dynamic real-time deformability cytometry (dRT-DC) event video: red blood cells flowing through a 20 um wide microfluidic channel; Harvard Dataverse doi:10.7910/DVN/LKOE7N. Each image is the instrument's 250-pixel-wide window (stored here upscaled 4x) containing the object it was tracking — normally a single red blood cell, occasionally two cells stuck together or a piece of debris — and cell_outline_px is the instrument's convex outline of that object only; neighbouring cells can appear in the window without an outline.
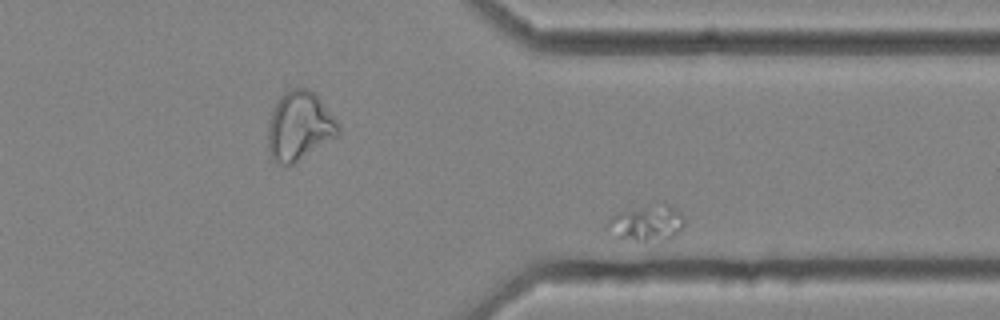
{"species": "common noctule bat (a hibernating species)", "species_latin": "Nyctalus noctula", "temperature_condition": "cold", "stored_images_in_passage": 42, "segment_of_instrument_passage": [1, 2], "camera_frame_rate_fps": 3000, "um_per_image_px": 0.085, "animal": {"sex": "female", "body_mass_g": 25.1}, "frame": {"image": 1, "passage_image": 32, "time_ms": 10.333, "image_size_px": [1000, 320], "cell_outline_px": [[684, 224], [680, 232], [676, 236], [664, 240], [636, 240], [620, 236], [612, 216], [620, 212], [668, 204], [676, 208], [684, 216]], "centroid_in_image_um": [55.24, 18.96], "position_along_channel_um": 356.2, "area_um2": 14.45}}